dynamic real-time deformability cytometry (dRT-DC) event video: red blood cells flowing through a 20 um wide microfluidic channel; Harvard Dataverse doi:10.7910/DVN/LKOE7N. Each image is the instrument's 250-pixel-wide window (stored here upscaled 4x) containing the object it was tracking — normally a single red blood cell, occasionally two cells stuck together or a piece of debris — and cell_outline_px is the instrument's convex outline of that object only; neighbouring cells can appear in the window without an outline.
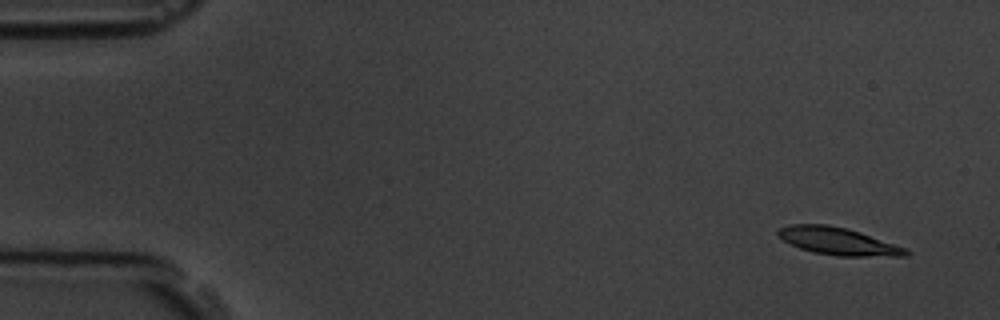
{"species": "common noctule bat (a hibernating species)", "species_latin": "Nyctalus noctula", "temperature_condition": "room temperature", "stored_images_in_passage": 6, "camera_frame_rate_fps": 3000, "um_per_image_px": 0.085, "animal": {"sex": "male", "body_mass_g": 19.5, "forearm_length_mm": 54.6}, "frame": {"image": 1, "passage_image": 1, "time_ms": 0.0, "image_size_px": [1000, 320], "cell_outline_px": [[912, 252], [908, 256], [836, 256], [812, 252], [800, 248], [776, 236], [776, 232], [780, 228], [788, 224], [828, 224], [860, 232], [908, 248]], "centroid_in_image_um": [71.26, 20.51], "position_along_channel_um": 13.7, "area_um2": 20.58}}
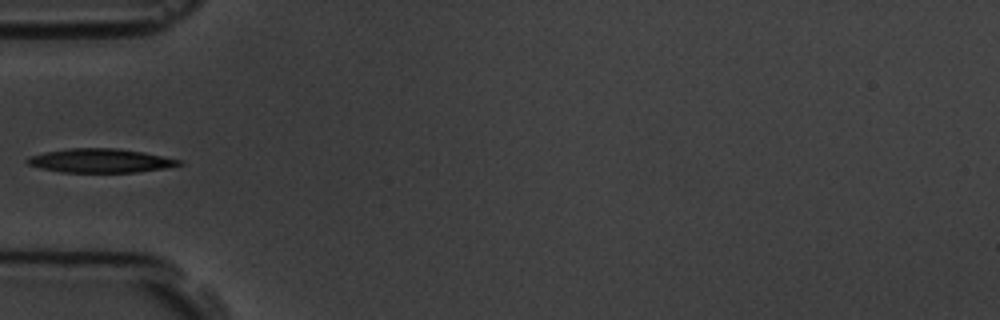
{"frame": {"image": 2, "passage_image": 5, "time_ms": 5.0, "image_size_px": [1000, 320], "cell_outline_px": [[184, 164], [164, 168], [136, 172], [60, 172], [40, 168], [28, 164], [24, 160], [28, 156], [44, 152], [68, 148], [116, 148], [144, 152], [180, 160]], "centroid_in_image_um": [8.48, 13.65], "position_along_channel_um": 76.5, "area_um2": 21.15}}
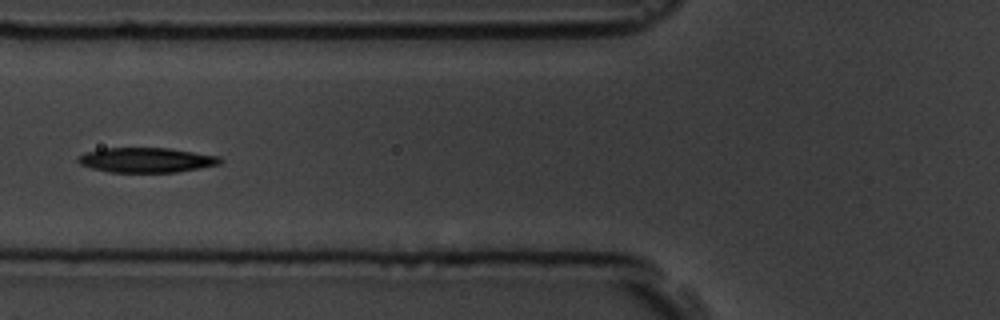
{"frame": {"image": 3, "passage_image": 6, "time_ms": 6.0, "image_size_px": [1000, 320], "cell_outline_px": [[224, 160], [220, 164], [200, 168], [176, 172], [108, 172], [92, 168], [80, 164], [76, 160], [80, 156], [88, 152], [104, 148], [168, 148], [220, 156]], "centroid_in_image_um": [12.48, 13.6], "position_along_channel_um": 113.3, "area_um2": 20.46}}